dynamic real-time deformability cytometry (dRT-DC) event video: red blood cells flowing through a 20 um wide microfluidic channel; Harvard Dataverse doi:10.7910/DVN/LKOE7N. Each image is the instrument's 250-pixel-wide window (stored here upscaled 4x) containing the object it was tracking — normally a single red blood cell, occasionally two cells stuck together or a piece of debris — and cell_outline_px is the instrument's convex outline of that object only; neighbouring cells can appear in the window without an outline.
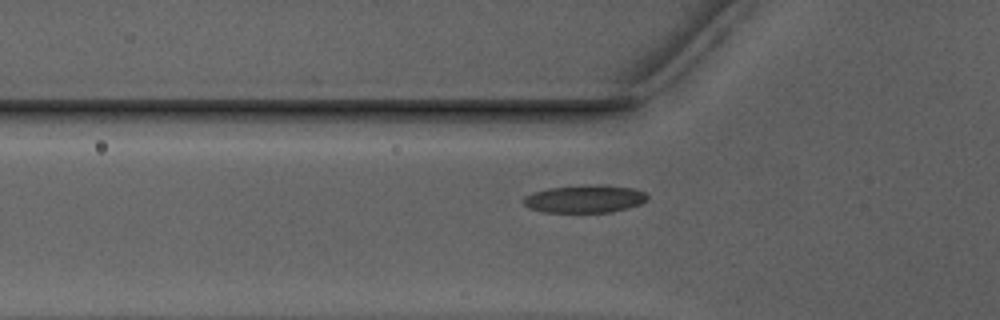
{"species": "Egyptian fruit bat (a non-hibernating species)", "species_latin": "Rousettus aegyptiacus", "temperature_condition": "warm", "stored_images_in_passage": 30, "camera_frame_rate_fps": 3000, "um_per_image_px": 0.085, "animal": {"sex": "male"}, "frame": {"image": 1, "passage_image": 3, "time_ms": 0.667, "image_size_px": [1000, 320], "cell_outline_px": [[648, 200], [640, 204], [628, 208], [612, 212], [544, 212], [532, 208], [524, 204], [520, 200], [524, 196], [532, 192], [548, 188], [596, 184], [600, 184], [636, 188], [644, 192], [648, 196]], "centroid_in_image_um": [49.72, 16.89], "position_along_channel_um": 76.1, "area_um2": 20.23}}
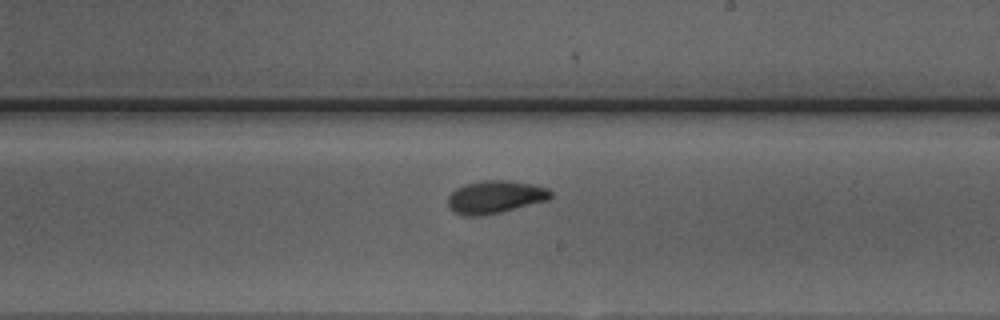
{"frame": {"image": 2, "passage_image": 16, "time_ms": 5.0, "image_size_px": [1000, 320], "cell_outline_px": [[552, 196], [548, 200], [500, 212], [476, 216], [464, 216], [456, 212], [448, 204], [448, 196], [456, 188], [464, 184], [484, 180], [504, 180], [532, 184], [548, 188], [552, 192]], "centroid_in_image_um": [42.1, 16.73], "position_along_channel_um": 246.9, "area_um2": 19.42}}
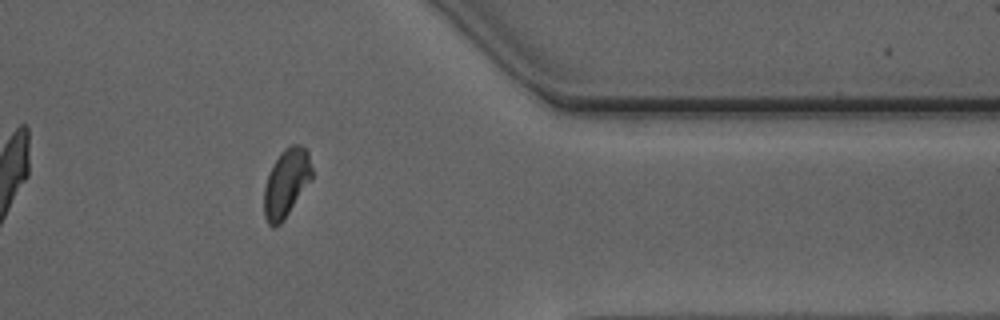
{"frame": {"image": 3, "passage_image": 28, "time_ms": 9.0, "image_size_px": [1000, 320], "cell_outline_px": [[312, 176], [280, 224], [276, 228], [268, 224], [264, 216], [264, 188], [268, 176], [280, 152], [284, 148], [292, 144], [300, 144], [308, 152], [312, 168]], "centroid_in_image_um": [24.31, 15.53], "position_along_channel_um": 387.1, "area_um2": 18.44}, "authors_computed_cell_mechanics": {"area_um2": 19.1029, "velocity_mm_per_s": 3.9322, "shape_relaxation_time_tau1_ms": 3.1712, "shape_relaxation_time_tau2_ms": 9.5509, "deformation_change_tau1": 0.1127, "deformation_change_tau2": 0.1611}}